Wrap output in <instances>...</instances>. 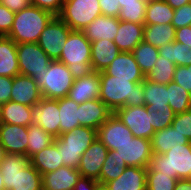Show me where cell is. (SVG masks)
I'll return each mask as SVG.
<instances>
[{
	"label": "cell",
	"instance_id": "cell-43",
	"mask_svg": "<svg viewBox=\"0 0 191 190\" xmlns=\"http://www.w3.org/2000/svg\"><path fill=\"white\" fill-rule=\"evenodd\" d=\"M171 126L191 142V109L186 112L176 114Z\"/></svg>",
	"mask_w": 191,
	"mask_h": 190
},
{
	"label": "cell",
	"instance_id": "cell-46",
	"mask_svg": "<svg viewBox=\"0 0 191 190\" xmlns=\"http://www.w3.org/2000/svg\"><path fill=\"white\" fill-rule=\"evenodd\" d=\"M15 13L3 4L0 5V36H7L14 22Z\"/></svg>",
	"mask_w": 191,
	"mask_h": 190
},
{
	"label": "cell",
	"instance_id": "cell-56",
	"mask_svg": "<svg viewBox=\"0 0 191 190\" xmlns=\"http://www.w3.org/2000/svg\"><path fill=\"white\" fill-rule=\"evenodd\" d=\"M5 154H6L5 149L2 146V144L0 143V165H1L2 161L4 160Z\"/></svg>",
	"mask_w": 191,
	"mask_h": 190
},
{
	"label": "cell",
	"instance_id": "cell-26",
	"mask_svg": "<svg viewBox=\"0 0 191 190\" xmlns=\"http://www.w3.org/2000/svg\"><path fill=\"white\" fill-rule=\"evenodd\" d=\"M188 139L172 126L155 131L151 139L152 153L165 154L176 146L188 144Z\"/></svg>",
	"mask_w": 191,
	"mask_h": 190
},
{
	"label": "cell",
	"instance_id": "cell-22",
	"mask_svg": "<svg viewBox=\"0 0 191 190\" xmlns=\"http://www.w3.org/2000/svg\"><path fill=\"white\" fill-rule=\"evenodd\" d=\"M80 176L78 168L62 166L42 175L43 190H72Z\"/></svg>",
	"mask_w": 191,
	"mask_h": 190
},
{
	"label": "cell",
	"instance_id": "cell-49",
	"mask_svg": "<svg viewBox=\"0 0 191 190\" xmlns=\"http://www.w3.org/2000/svg\"><path fill=\"white\" fill-rule=\"evenodd\" d=\"M13 86V78L0 76V102L2 104L10 101Z\"/></svg>",
	"mask_w": 191,
	"mask_h": 190
},
{
	"label": "cell",
	"instance_id": "cell-37",
	"mask_svg": "<svg viewBox=\"0 0 191 190\" xmlns=\"http://www.w3.org/2000/svg\"><path fill=\"white\" fill-rule=\"evenodd\" d=\"M169 106L175 114L183 113L191 109V94L171 81L167 84Z\"/></svg>",
	"mask_w": 191,
	"mask_h": 190
},
{
	"label": "cell",
	"instance_id": "cell-50",
	"mask_svg": "<svg viewBox=\"0 0 191 190\" xmlns=\"http://www.w3.org/2000/svg\"><path fill=\"white\" fill-rule=\"evenodd\" d=\"M1 3L14 13H18L31 5L30 0H1Z\"/></svg>",
	"mask_w": 191,
	"mask_h": 190
},
{
	"label": "cell",
	"instance_id": "cell-39",
	"mask_svg": "<svg viewBox=\"0 0 191 190\" xmlns=\"http://www.w3.org/2000/svg\"><path fill=\"white\" fill-rule=\"evenodd\" d=\"M125 167H127L125 161H121L118 156L108 152L100 172L99 184L104 185L109 181L117 179L124 172Z\"/></svg>",
	"mask_w": 191,
	"mask_h": 190
},
{
	"label": "cell",
	"instance_id": "cell-40",
	"mask_svg": "<svg viewBox=\"0 0 191 190\" xmlns=\"http://www.w3.org/2000/svg\"><path fill=\"white\" fill-rule=\"evenodd\" d=\"M177 178L147 168L146 190H174Z\"/></svg>",
	"mask_w": 191,
	"mask_h": 190
},
{
	"label": "cell",
	"instance_id": "cell-5",
	"mask_svg": "<svg viewBox=\"0 0 191 190\" xmlns=\"http://www.w3.org/2000/svg\"><path fill=\"white\" fill-rule=\"evenodd\" d=\"M97 139V130L79 126L54 139L58 147L63 166L78 168L81 156Z\"/></svg>",
	"mask_w": 191,
	"mask_h": 190
},
{
	"label": "cell",
	"instance_id": "cell-20",
	"mask_svg": "<svg viewBox=\"0 0 191 190\" xmlns=\"http://www.w3.org/2000/svg\"><path fill=\"white\" fill-rule=\"evenodd\" d=\"M79 125L97 130L113 112L99 98L79 105Z\"/></svg>",
	"mask_w": 191,
	"mask_h": 190
},
{
	"label": "cell",
	"instance_id": "cell-41",
	"mask_svg": "<svg viewBox=\"0 0 191 190\" xmlns=\"http://www.w3.org/2000/svg\"><path fill=\"white\" fill-rule=\"evenodd\" d=\"M147 4L123 5L120 9L118 19L120 21L144 24Z\"/></svg>",
	"mask_w": 191,
	"mask_h": 190
},
{
	"label": "cell",
	"instance_id": "cell-2",
	"mask_svg": "<svg viewBox=\"0 0 191 190\" xmlns=\"http://www.w3.org/2000/svg\"><path fill=\"white\" fill-rule=\"evenodd\" d=\"M0 172L5 190H43L42 175L23 154L6 153Z\"/></svg>",
	"mask_w": 191,
	"mask_h": 190
},
{
	"label": "cell",
	"instance_id": "cell-21",
	"mask_svg": "<svg viewBox=\"0 0 191 190\" xmlns=\"http://www.w3.org/2000/svg\"><path fill=\"white\" fill-rule=\"evenodd\" d=\"M147 168L127 166L115 180L104 185L109 190H146Z\"/></svg>",
	"mask_w": 191,
	"mask_h": 190
},
{
	"label": "cell",
	"instance_id": "cell-57",
	"mask_svg": "<svg viewBox=\"0 0 191 190\" xmlns=\"http://www.w3.org/2000/svg\"><path fill=\"white\" fill-rule=\"evenodd\" d=\"M0 190H5L1 172H0Z\"/></svg>",
	"mask_w": 191,
	"mask_h": 190
},
{
	"label": "cell",
	"instance_id": "cell-6",
	"mask_svg": "<svg viewBox=\"0 0 191 190\" xmlns=\"http://www.w3.org/2000/svg\"><path fill=\"white\" fill-rule=\"evenodd\" d=\"M149 167L177 179H191V142L165 154H152Z\"/></svg>",
	"mask_w": 191,
	"mask_h": 190
},
{
	"label": "cell",
	"instance_id": "cell-47",
	"mask_svg": "<svg viewBox=\"0 0 191 190\" xmlns=\"http://www.w3.org/2000/svg\"><path fill=\"white\" fill-rule=\"evenodd\" d=\"M30 3L33 6L52 13L54 16H59L63 8L64 0H30Z\"/></svg>",
	"mask_w": 191,
	"mask_h": 190
},
{
	"label": "cell",
	"instance_id": "cell-52",
	"mask_svg": "<svg viewBox=\"0 0 191 190\" xmlns=\"http://www.w3.org/2000/svg\"><path fill=\"white\" fill-rule=\"evenodd\" d=\"M175 41L191 46V26L177 28L175 33Z\"/></svg>",
	"mask_w": 191,
	"mask_h": 190
},
{
	"label": "cell",
	"instance_id": "cell-32",
	"mask_svg": "<svg viewBox=\"0 0 191 190\" xmlns=\"http://www.w3.org/2000/svg\"><path fill=\"white\" fill-rule=\"evenodd\" d=\"M60 135L79 127V104L68 97L58 99Z\"/></svg>",
	"mask_w": 191,
	"mask_h": 190
},
{
	"label": "cell",
	"instance_id": "cell-19",
	"mask_svg": "<svg viewBox=\"0 0 191 190\" xmlns=\"http://www.w3.org/2000/svg\"><path fill=\"white\" fill-rule=\"evenodd\" d=\"M68 98L77 104L95 100L100 97L99 72L93 71L88 76L74 80Z\"/></svg>",
	"mask_w": 191,
	"mask_h": 190
},
{
	"label": "cell",
	"instance_id": "cell-15",
	"mask_svg": "<svg viewBox=\"0 0 191 190\" xmlns=\"http://www.w3.org/2000/svg\"><path fill=\"white\" fill-rule=\"evenodd\" d=\"M109 150L97 138L81 156L78 171L82 177L99 180Z\"/></svg>",
	"mask_w": 191,
	"mask_h": 190
},
{
	"label": "cell",
	"instance_id": "cell-55",
	"mask_svg": "<svg viewBox=\"0 0 191 190\" xmlns=\"http://www.w3.org/2000/svg\"><path fill=\"white\" fill-rule=\"evenodd\" d=\"M148 0H118L120 4V8L123 7V5H131V4H147Z\"/></svg>",
	"mask_w": 191,
	"mask_h": 190
},
{
	"label": "cell",
	"instance_id": "cell-10",
	"mask_svg": "<svg viewBox=\"0 0 191 190\" xmlns=\"http://www.w3.org/2000/svg\"><path fill=\"white\" fill-rule=\"evenodd\" d=\"M114 114L129 128L134 137L152 139L155 133L153 120L150 110L145 105L123 106Z\"/></svg>",
	"mask_w": 191,
	"mask_h": 190
},
{
	"label": "cell",
	"instance_id": "cell-42",
	"mask_svg": "<svg viewBox=\"0 0 191 190\" xmlns=\"http://www.w3.org/2000/svg\"><path fill=\"white\" fill-rule=\"evenodd\" d=\"M150 114L153 120V129L154 131H159L161 129L171 126L175 113L172 109H158V112L150 110Z\"/></svg>",
	"mask_w": 191,
	"mask_h": 190
},
{
	"label": "cell",
	"instance_id": "cell-59",
	"mask_svg": "<svg viewBox=\"0 0 191 190\" xmlns=\"http://www.w3.org/2000/svg\"><path fill=\"white\" fill-rule=\"evenodd\" d=\"M2 105L3 104L0 102V125L2 124V112H3Z\"/></svg>",
	"mask_w": 191,
	"mask_h": 190
},
{
	"label": "cell",
	"instance_id": "cell-31",
	"mask_svg": "<svg viewBox=\"0 0 191 190\" xmlns=\"http://www.w3.org/2000/svg\"><path fill=\"white\" fill-rule=\"evenodd\" d=\"M2 123L29 127L32 120V107L8 101L2 105Z\"/></svg>",
	"mask_w": 191,
	"mask_h": 190
},
{
	"label": "cell",
	"instance_id": "cell-27",
	"mask_svg": "<svg viewBox=\"0 0 191 190\" xmlns=\"http://www.w3.org/2000/svg\"><path fill=\"white\" fill-rule=\"evenodd\" d=\"M17 44L7 36H0V76L19 75Z\"/></svg>",
	"mask_w": 191,
	"mask_h": 190
},
{
	"label": "cell",
	"instance_id": "cell-8",
	"mask_svg": "<svg viewBox=\"0 0 191 190\" xmlns=\"http://www.w3.org/2000/svg\"><path fill=\"white\" fill-rule=\"evenodd\" d=\"M101 15L98 0H64L59 17L73 31H82Z\"/></svg>",
	"mask_w": 191,
	"mask_h": 190
},
{
	"label": "cell",
	"instance_id": "cell-4",
	"mask_svg": "<svg viewBox=\"0 0 191 190\" xmlns=\"http://www.w3.org/2000/svg\"><path fill=\"white\" fill-rule=\"evenodd\" d=\"M61 49L62 53L58 60L67 65L74 80L88 76L93 72L91 67V42L82 31L72 30Z\"/></svg>",
	"mask_w": 191,
	"mask_h": 190
},
{
	"label": "cell",
	"instance_id": "cell-51",
	"mask_svg": "<svg viewBox=\"0 0 191 190\" xmlns=\"http://www.w3.org/2000/svg\"><path fill=\"white\" fill-rule=\"evenodd\" d=\"M98 185L99 182L97 180L80 176L72 190H96Z\"/></svg>",
	"mask_w": 191,
	"mask_h": 190
},
{
	"label": "cell",
	"instance_id": "cell-25",
	"mask_svg": "<svg viewBox=\"0 0 191 190\" xmlns=\"http://www.w3.org/2000/svg\"><path fill=\"white\" fill-rule=\"evenodd\" d=\"M121 51L113 41L101 39L91 43V67L101 72L118 56Z\"/></svg>",
	"mask_w": 191,
	"mask_h": 190
},
{
	"label": "cell",
	"instance_id": "cell-23",
	"mask_svg": "<svg viewBox=\"0 0 191 190\" xmlns=\"http://www.w3.org/2000/svg\"><path fill=\"white\" fill-rule=\"evenodd\" d=\"M118 27L119 19L117 17L101 15L86 26L82 32L91 43L101 39L114 41Z\"/></svg>",
	"mask_w": 191,
	"mask_h": 190
},
{
	"label": "cell",
	"instance_id": "cell-34",
	"mask_svg": "<svg viewBox=\"0 0 191 190\" xmlns=\"http://www.w3.org/2000/svg\"><path fill=\"white\" fill-rule=\"evenodd\" d=\"M159 55L164 56L176 66L191 65V46L174 41L158 49Z\"/></svg>",
	"mask_w": 191,
	"mask_h": 190
},
{
	"label": "cell",
	"instance_id": "cell-18",
	"mask_svg": "<svg viewBox=\"0 0 191 190\" xmlns=\"http://www.w3.org/2000/svg\"><path fill=\"white\" fill-rule=\"evenodd\" d=\"M41 99L39 86L32 77L20 74L13 77L10 101L33 107Z\"/></svg>",
	"mask_w": 191,
	"mask_h": 190
},
{
	"label": "cell",
	"instance_id": "cell-35",
	"mask_svg": "<svg viewBox=\"0 0 191 190\" xmlns=\"http://www.w3.org/2000/svg\"><path fill=\"white\" fill-rule=\"evenodd\" d=\"M28 137L26 157L29 159L37 152L53 144L55 139L51 134L35 124L28 127Z\"/></svg>",
	"mask_w": 191,
	"mask_h": 190
},
{
	"label": "cell",
	"instance_id": "cell-54",
	"mask_svg": "<svg viewBox=\"0 0 191 190\" xmlns=\"http://www.w3.org/2000/svg\"><path fill=\"white\" fill-rule=\"evenodd\" d=\"M167 4H169L174 10L182 7L183 5L191 3V0H164Z\"/></svg>",
	"mask_w": 191,
	"mask_h": 190
},
{
	"label": "cell",
	"instance_id": "cell-16",
	"mask_svg": "<svg viewBox=\"0 0 191 190\" xmlns=\"http://www.w3.org/2000/svg\"><path fill=\"white\" fill-rule=\"evenodd\" d=\"M103 72L106 75L129 79V81L136 83H141L146 78L132 52H120Z\"/></svg>",
	"mask_w": 191,
	"mask_h": 190
},
{
	"label": "cell",
	"instance_id": "cell-13",
	"mask_svg": "<svg viewBox=\"0 0 191 190\" xmlns=\"http://www.w3.org/2000/svg\"><path fill=\"white\" fill-rule=\"evenodd\" d=\"M31 124L38 125L54 138L60 136V112L58 99L42 98L32 107Z\"/></svg>",
	"mask_w": 191,
	"mask_h": 190
},
{
	"label": "cell",
	"instance_id": "cell-30",
	"mask_svg": "<svg viewBox=\"0 0 191 190\" xmlns=\"http://www.w3.org/2000/svg\"><path fill=\"white\" fill-rule=\"evenodd\" d=\"M176 29L170 24H144L143 41L161 48L175 41Z\"/></svg>",
	"mask_w": 191,
	"mask_h": 190
},
{
	"label": "cell",
	"instance_id": "cell-58",
	"mask_svg": "<svg viewBox=\"0 0 191 190\" xmlns=\"http://www.w3.org/2000/svg\"><path fill=\"white\" fill-rule=\"evenodd\" d=\"M96 190H109L105 185L99 184Z\"/></svg>",
	"mask_w": 191,
	"mask_h": 190
},
{
	"label": "cell",
	"instance_id": "cell-38",
	"mask_svg": "<svg viewBox=\"0 0 191 190\" xmlns=\"http://www.w3.org/2000/svg\"><path fill=\"white\" fill-rule=\"evenodd\" d=\"M176 65L164 56H158L155 66L146 75V79L158 83L169 84L173 81Z\"/></svg>",
	"mask_w": 191,
	"mask_h": 190
},
{
	"label": "cell",
	"instance_id": "cell-44",
	"mask_svg": "<svg viewBox=\"0 0 191 190\" xmlns=\"http://www.w3.org/2000/svg\"><path fill=\"white\" fill-rule=\"evenodd\" d=\"M171 24L175 29L191 26V3L174 10V17Z\"/></svg>",
	"mask_w": 191,
	"mask_h": 190
},
{
	"label": "cell",
	"instance_id": "cell-48",
	"mask_svg": "<svg viewBox=\"0 0 191 190\" xmlns=\"http://www.w3.org/2000/svg\"><path fill=\"white\" fill-rule=\"evenodd\" d=\"M98 2L102 15L118 18L121 9L118 0H98Z\"/></svg>",
	"mask_w": 191,
	"mask_h": 190
},
{
	"label": "cell",
	"instance_id": "cell-36",
	"mask_svg": "<svg viewBox=\"0 0 191 190\" xmlns=\"http://www.w3.org/2000/svg\"><path fill=\"white\" fill-rule=\"evenodd\" d=\"M132 53L145 76L155 66L156 60L159 56L158 48L145 41L140 42L133 49Z\"/></svg>",
	"mask_w": 191,
	"mask_h": 190
},
{
	"label": "cell",
	"instance_id": "cell-24",
	"mask_svg": "<svg viewBox=\"0 0 191 190\" xmlns=\"http://www.w3.org/2000/svg\"><path fill=\"white\" fill-rule=\"evenodd\" d=\"M144 24L119 20L114 43L121 52H132L143 41Z\"/></svg>",
	"mask_w": 191,
	"mask_h": 190
},
{
	"label": "cell",
	"instance_id": "cell-11",
	"mask_svg": "<svg viewBox=\"0 0 191 190\" xmlns=\"http://www.w3.org/2000/svg\"><path fill=\"white\" fill-rule=\"evenodd\" d=\"M71 31L59 16H55L40 34L37 44L52 60H58Z\"/></svg>",
	"mask_w": 191,
	"mask_h": 190
},
{
	"label": "cell",
	"instance_id": "cell-14",
	"mask_svg": "<svg viewBox=\"0 0 191 190\" xmlns=\"http://www.w3.org/2000/svg\"><path fill=\"white\" fill-rule=\"evenodd\" d=\"M97 138L109 150H117V146L132 141L134 135L129 128L113 113L98 129Z\"/></svg>",
	"mask_w": 191,
	"mask_h": 190
},
{
	"label": "cell",
	"instance_id": "cell-12",
	"mask_svg": "<svg viewBox=\"0 0 191 190\" xmlns=\"http://www.w3.org/2000/svg\"><path fill=\"white\" fill-rule=\"evenodd\" d=\"M125 161L127 166H138L148 168L152 157L151 140L134 137L132 141L117 146V150L109 151Z\"/></svg>",
	"mask_w": 191,
	"mask_h": 190
},
{
	"label": "cell",
	"instance_id": "cell-9",
	"mask_svg": "<svg viewBox=\"0 0 191 190\" xmlns=\"http://www.w3.org/2000/svg\"><path fill=\"white\" fill-rule=\"evenodd\" d=\"M17 59L20 75L32 77L35 81L52 61L37 43L31 42L17 44Z\"/></svg>",
	"mask_w": 191,
	"mask_h": 190
},
{
	"label": "cell",
	"instance_id": "cell-29",
	"mask_svg": "<svg viewBox=\"0 0 191 190\" xmlns=\"http://www.w3.org/2000/svg\"><path fill=\"white\" fill-rule=\"evenodd\" d=\"M30 163L41 175L56 171L63 166V160H61L60 152L54 142L33 155Z\"/></svg>",
	"mask_w": 191,
	"mask_h": 190
},
{
	"label": "cell",
	"instance_id": "cell-33",
	"mask_svg": "<svg viewBox=\"0 0 191 190\" xmlns=\"http://www.w3.org/2000/svg\"><path fill=\"white\" fill-rule=\"evenodd\" d=\"M174 9L164 0H148L144 24H170Z\"/></svg>",
	"mask_w": 191,
	"mask_h": 190
},
{
	"label": "cell",
	"instance_id": "cell-3",
	"mask_svg": "<svg viewBox=\"0 0 191 190\" xmlns=\"http://www.w3.org/2000/svg\"><path fill=\"white\" fill-rule=\"evenodd\" d=\"M54 17L52 13L30 5L15 13L14 22L7 37L16 44L37 43L40 34Z\"/></svg>",
	"mask_w": 191,
	"mask_h": 190
},
{
	"label": "cell",
	"instance_id": "cell-1",
	"mask_svg": "<svg viewBox=\"0 0 191 190\" xmlns=\"http://www.w3.org/2000/svg\"><path fill=\"white\" fill-rule=\"evenodd\" d=\"M100 97L99 99L107 105L114 113L123 106L144 105L143 82H131L129 79L116 78L99 72Z\"/></svg>",
	"mask_w": 191,
	"mask_h": 190
},
{
	"label": "cell",
	"instance_id": "cell-28",
	"mask_svg": "<svg viewBox=\"0 0 191 190\" xmlns=\"http://www.w3.org/2000/svg\"><path fill=\"white\" fill-rule=\"evenodd\" d=\"M144 105L148 110L158 112V109H171L168 105L166 84H158L145 78L143 81Z\"/></svg>",
	"mask_w": 191,
	"mask_h": 190
},
{
	"label": "cell",
	"instance_id": "cell-17",
	"mask_svg": "<svg viewBox=\"0 0 191 190\" xmlns=\"http://www.w3.org/2000/svg\"><path fill=\"white\" fill-rule=\"evenodd\" d=\"M28 138V127L8 123L0 125V143L6 153L26 156Z\"/></svg>",
	"mask_w": 191,
	"mask_h": 190
},
{
	"label": "cell",
	"instance_id": "cell-53",
	"mask_svg": "<svg viewBox=\"0 0 191 190\" xmlns=\"http://www.w3.org/2000/svg\"><path fill=\"white\" fill-rule=\"evenodd\" d=\"M174 190H191V179H178Z\"/></svg>",
	"mask_w": 191,
	"mask_h": 190
},
{
	"label": "cell",
	"instance_id": "cell-45",
	"mask_svg": "<svg viewBox=\"0 0 191 190\" xmlns=\"http://www.w3.org/2000/svg\"><path fill=\"white\" fill-rule=\"evenodd\" d=\"M173 81L191 94V65L177 66Z\"/></svg>",
	"mask_w": 191,
	"mask_h": 190
},
{
	"label": "cell",
	"instance_id": "cell-7",
	"mask_svg": "<svg viewBox=\"0 0 191 190\" xmlns=\"http://www.w3.org/2000/svg\"><path fill=\"white\" fill-rule=\"evenodd\" d=\"M42 98L60 99L67 97L74 79L67 65L59 60H52L46 72L36 80Z\"/></svg>",
	"mask_w": 191,
	"mask_h": 190
}]
</instances>
